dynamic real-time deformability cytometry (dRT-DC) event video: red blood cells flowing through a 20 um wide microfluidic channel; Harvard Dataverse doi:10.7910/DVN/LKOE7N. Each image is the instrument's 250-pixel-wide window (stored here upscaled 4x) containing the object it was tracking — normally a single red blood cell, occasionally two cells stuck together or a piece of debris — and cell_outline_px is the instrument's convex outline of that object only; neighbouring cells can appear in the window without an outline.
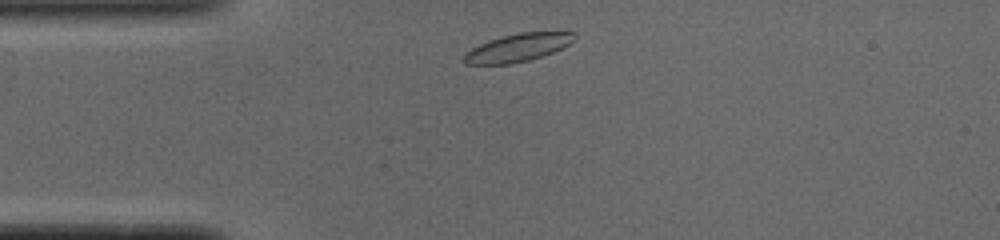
{"species": "common noctule bat (a hibernating species)", "species_latin": "Nyctalus noctula", "temperature_condition": "cold", "stored_images_in_passage": 43, "camera_frame_rate_fps": 3000, "um_per_image_px": 0.085, "animal": {"sex": "male", "body_mass_g": 19.0, "forearm_length_mm": 50.8}, "frame": {"image": 1, "passage_image": 2, "time_ms": 0.333, "image_size_px": [1000, 240], "cell_outline_px": [[576, 36], [568, 44], [552, 52], [528, 60], [508, 64], [464, 64], [464, 52], [488, 40], [500, 36], [520, 32], [576, 32]], "centroid_in_image_um": [43.96, 4.04], "position_along_channel_um": 41.0, "area_um2": 17.74}}
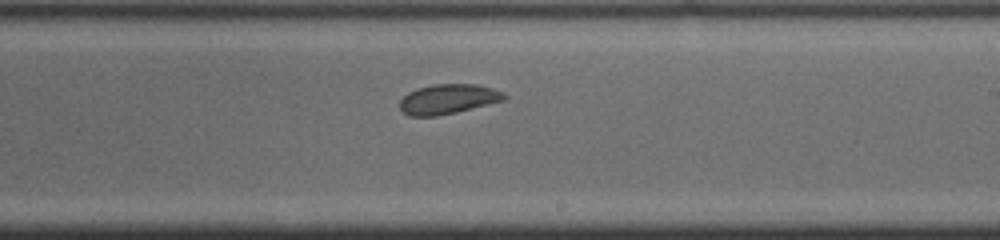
{"frame": {"image": 2, "passage_image": 21, "time_ms": 6.667, "image_size_px": [1000, 240], "cell_outline_px": [[508, 96], [504, 100], [456, 112], [436, 116], [412, 116], [404, 112], [400, 108], [400, 100], [408, 92], [416, 88], [432, 84], [476, 84], [492, 88], [504, 92]], "centroid_in_image_um": [38.09, 8.41], "position_along_channel_um": 250.9, "area_um2": 18.09}}
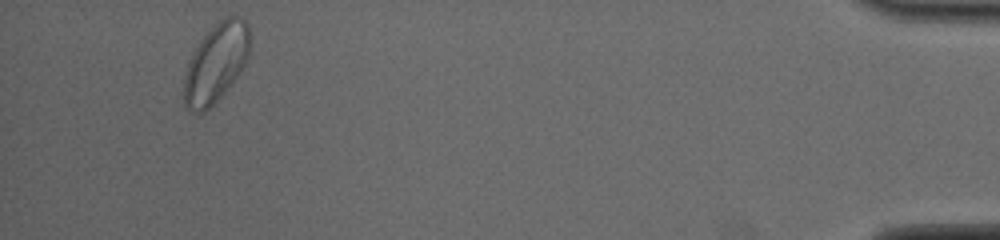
{"frame": {"image": 3, "passage_image": 40, "time_ms": 13.0, "image_size_px": [1000, 240], "cell_outline_px": [[252, 36], [248, 56], [240, 72], [224, 92], [204, 112], [188, 112], [184, 104], [184, 76], [188, 60], [200, 40], [220, 20], [228, 16], [240, 16], [248, 24]], "centroid_in_image_um": [18.36, 5.34], "position_along_channel_um": 416.8, "area_um2": 30.23}, "authors_computed_cell_mechanics": {"area_um2": 18.8428, "velocity_mm_per_s": 3.7959, "shape_relaxation_time_tau1_ms": 3.3253, "shape_relaxation_time_tau2_ms": 1.9677, "deformation_change_tau1": 0.1067, "deformation_change_tau2": 0.0594}}